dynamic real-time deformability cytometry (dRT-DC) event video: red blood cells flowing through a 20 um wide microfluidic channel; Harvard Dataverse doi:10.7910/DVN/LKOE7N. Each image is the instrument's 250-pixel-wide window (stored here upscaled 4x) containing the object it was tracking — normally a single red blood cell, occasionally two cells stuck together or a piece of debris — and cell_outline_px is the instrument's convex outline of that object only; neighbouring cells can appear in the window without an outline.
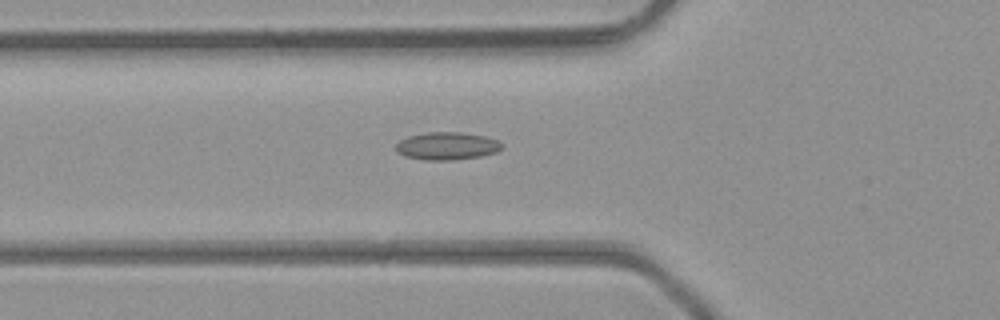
{"species": "common noctule bat (a hibernating species)", "species_latin": "Nyctalus noctula", "temperature_condition": "room temperature", "stored_images_in_passage": 43, "camera_frame_rate_fps": 3000, "um_per_image_px": 0.085, "animal": {"sex": "male", "body_mass_g": 23.1, "forearm_length_mm": 52.7}, "frame": {"image": 1, "passage_image": 17, "time_ms": 5.333, "image_size_px": [1000, 320], "cell_outline_px": [[500, 148], [496, 152], [480, 156], [452, 160], [424, 160], [404, 156], [396, 152], [396, 144], [400, 140], [408, 136], [428, 132], [460, 132], [484, 136], [496, 140], [500, 144]], "centroid_in_image_um": [37.92, 12.41], "position_along_channel_um": 87.9, "area_um2": 16.94}}
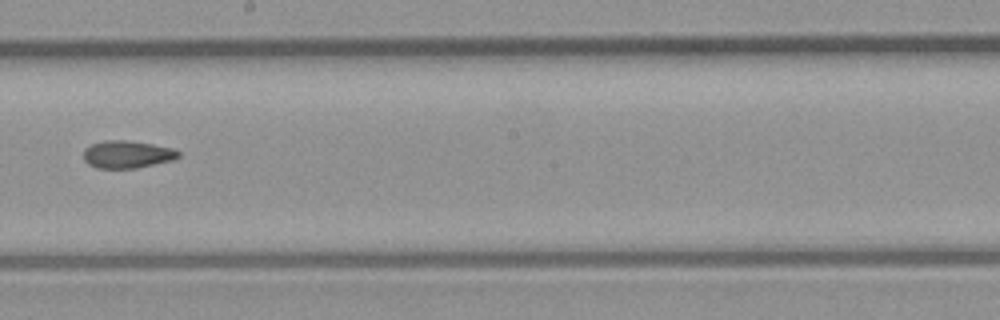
{"frame": {"image": 2, "passage_image": 27, "time_ms": 8.667, "image_size_px": [1000, 320], "cell_outline_px": [[180, 156], [172, 160], [136, 168], [96, 168], [88, 164], [84, 160], [84, 148], [92, 144], [104, 140], [128, 140], [152, 144], [172, 148], [180, 152]], "centroid_in_image_um": [10.79, 13.12], "position_along_channel_um": 237.4, "area_um2": 15.2}}
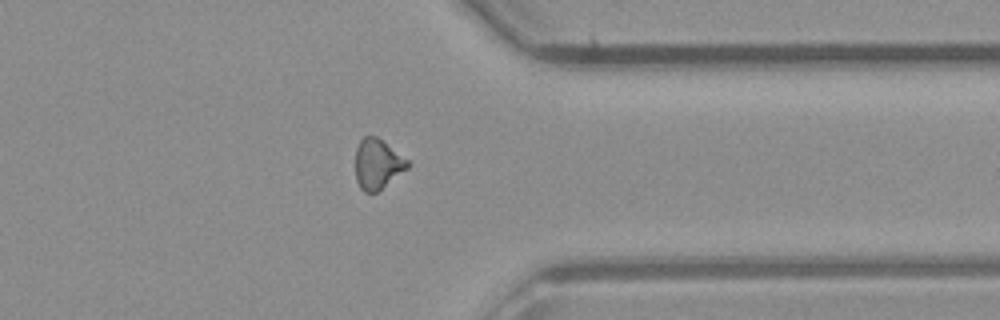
{"frame": {"image": 3, "passage_image": 37, "time_ms": 12.0, "image_size_px": [1000, 320], "cell_outline_px": [[408, 168], [376, 192], [364, 192], [360, 188], [356, 180], [356, 148], [360, 140], [364, 136], [376, 136], [408, 160]], "centroid_in_image_um": [32.06, 13.94], "position_along_channel_um": 379.3, "area_um2": 14.91}, "authors_computed_cell_mechanics": {"area_um2": 15.606, "velocity_mm_per_s": 4.4482, "shape_relaxation_time_tau1_ms": null, "shape_relaxation_time_tau2_ms": 4.4473, "deformation_change_tau1": null, "deformation_change_tau2": 0.1272}}